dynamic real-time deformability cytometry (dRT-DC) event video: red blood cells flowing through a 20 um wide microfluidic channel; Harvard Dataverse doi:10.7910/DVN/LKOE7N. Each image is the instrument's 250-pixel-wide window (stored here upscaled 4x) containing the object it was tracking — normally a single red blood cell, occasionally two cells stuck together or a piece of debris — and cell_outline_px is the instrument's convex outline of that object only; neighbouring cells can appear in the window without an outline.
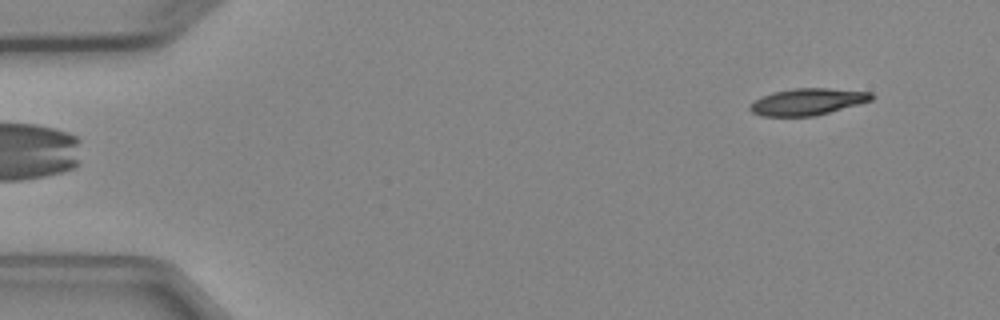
{"species": "Egyptian fruit bat (a non-hibernating species)", "species_latin": "Rousettus aegyptiacus", "temperature_condition": "cold", "stored_images_in_passage": 6, "camera_frame_rate_fps": 3000, "um_per_image_px": 0.085, "animal": {"sex": "female"}, "frame": {"image": 1, "passage_image": 6, "time_ms": 5.667, "image_size_px": [1000, 320], "cell_outline_px": [[876, 96], [872, 100], [816, 116], [760, 116], [752, 112], [748, 108], [756, 100], [772, 92], [796, 88], [828, 88], [872, 92]], "centroid_in_image_um": [68.68, 8.65], "position_along_channel_um": 16.3, "area_um2": 18.84}}